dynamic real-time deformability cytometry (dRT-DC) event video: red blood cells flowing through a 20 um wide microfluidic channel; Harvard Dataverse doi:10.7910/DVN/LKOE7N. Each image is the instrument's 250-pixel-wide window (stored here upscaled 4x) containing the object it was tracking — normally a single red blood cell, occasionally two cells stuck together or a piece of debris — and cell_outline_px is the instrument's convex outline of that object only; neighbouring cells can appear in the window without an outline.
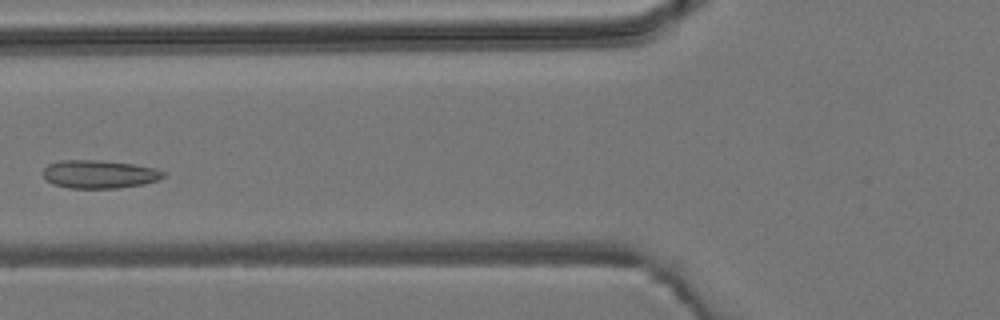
{"species": "common noctule bat (a hibernating species)", "species_latin": "Nyctalus noctula", "temperature_condition": "room temperature", "stored_images_in_passage": 4, "camera_frame_rate_fps": 3000, "um_per_image_px": 0.085, "animal": {"sex": "male", "body_mass_g": 19.2, "forearm_length_mm": 51.8}, "frame": {"image": 1, "passage_image": 3, "time_ms": 3.333, "image_size_px": [1000, 320], "cell_outline_px": [[164, 176], [156, 180], [144, 184], [116, 188], [68, 188], [52, 184], [44, 180], [40, 172], [48, 164], [60, 160], [100, 160], [132, 164], [156, 168], [164, 172]], "centroid_in_image_um": [8.35, 14.81], "position_along_channel_um": 117.4, "area_um2": 19.94}}
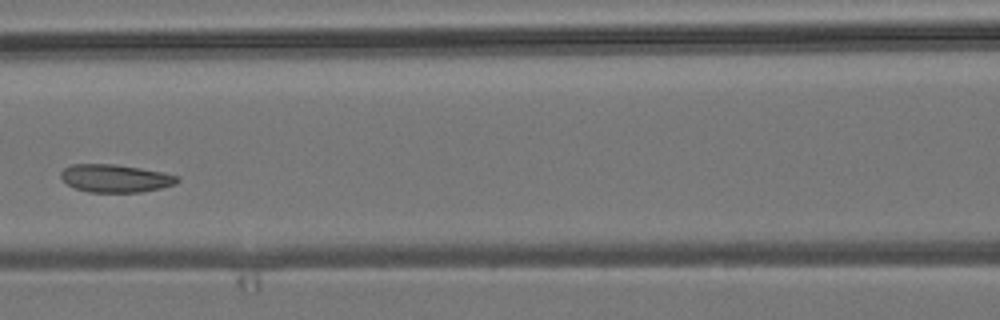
{"frame": {"image": 2, "passage_image": 4, "time_ms": 4.333, "image_size_px": [1000, 320], "cell_outline_px": [[180, 180], [176, 184], [160, 188], [140, 192], [88, 192], [76, 188], [68, 184], [60, 176], [60, 172], [64, 168], [72, 164], [116, 164], [164, 172], [180, 176]], "centroid_in_image_um": [9.84, 15.15], "position_along_channel_um": 156.8, "area_um2": 18.96}}